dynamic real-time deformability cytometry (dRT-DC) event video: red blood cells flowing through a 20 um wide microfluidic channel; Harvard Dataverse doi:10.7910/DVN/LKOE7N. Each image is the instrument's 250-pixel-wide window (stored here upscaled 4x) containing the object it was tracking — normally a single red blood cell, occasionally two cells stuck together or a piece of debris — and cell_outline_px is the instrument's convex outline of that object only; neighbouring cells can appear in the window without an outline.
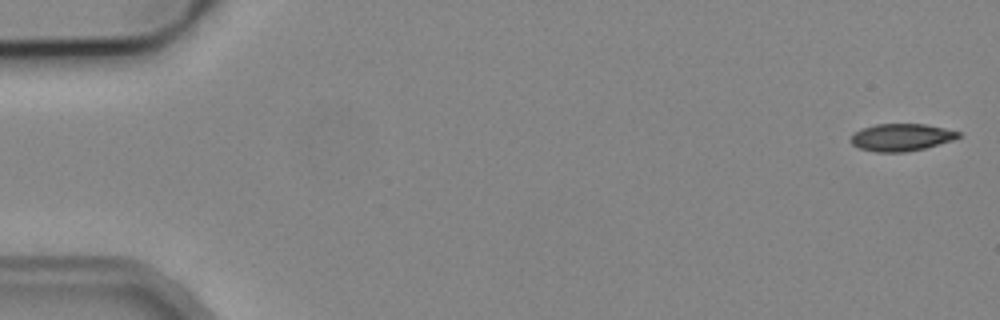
{"species": "common noctule bat (a hibernating species)", "species_latin": "Nyctalus noctula", "temperature_condition": "cold", "stored_images_in_passage": 5, "camera_frame_rate_fps": 3000, "um_per_image_px": 0.085, "animal": {"sex": "male", "body_mass_g": 19.2, "forearm_length_mm": 51.8}, "frame": {"image": 1, "passage_image": 1, "time_ms": 0.0, "image_size_px": [1000, 320], "cell_outline_px": [[960, 136], [952, 140], [924, 148], [904, 152], [876, 152], [860, 148], [852, 144], [848, 140], [856, 132], [864, 128], [876, 124], [924, 124], [944, 128], [960, 132]], "centroid_in_image_um": [76.59, 11.67], "position_along_channel_um": 8.4, "area_um2": 16.88}}
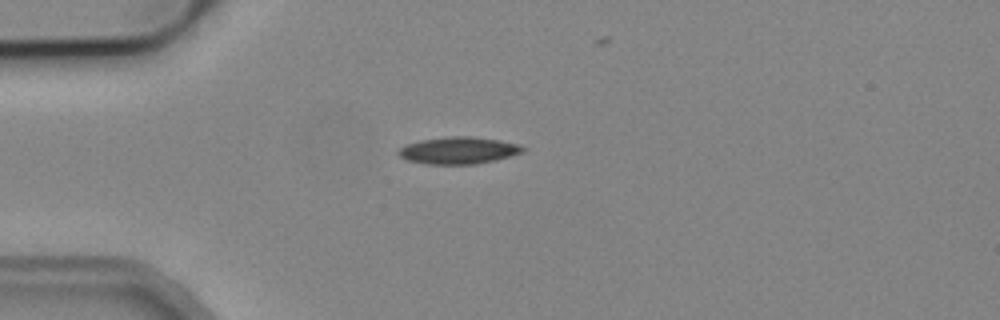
{"frame": {"image": 2, "passage_image": 4, "time_ms": 4.333, "image_size_px": [1000, 320], "cell_outline_px": [[528, 148], [524, 152], [496, 160], [476, 164], [424, 164], [408, 160], [400, 156], [396, 152], [400, 148], [408, 144], [420, 140], [452, 136], [468, 136], [500, 140], [520, 144]], "centroid_in_image_um": [39.02, 12.79], "position_along_channel_um": 46.0, "area_um2": 19.65}}